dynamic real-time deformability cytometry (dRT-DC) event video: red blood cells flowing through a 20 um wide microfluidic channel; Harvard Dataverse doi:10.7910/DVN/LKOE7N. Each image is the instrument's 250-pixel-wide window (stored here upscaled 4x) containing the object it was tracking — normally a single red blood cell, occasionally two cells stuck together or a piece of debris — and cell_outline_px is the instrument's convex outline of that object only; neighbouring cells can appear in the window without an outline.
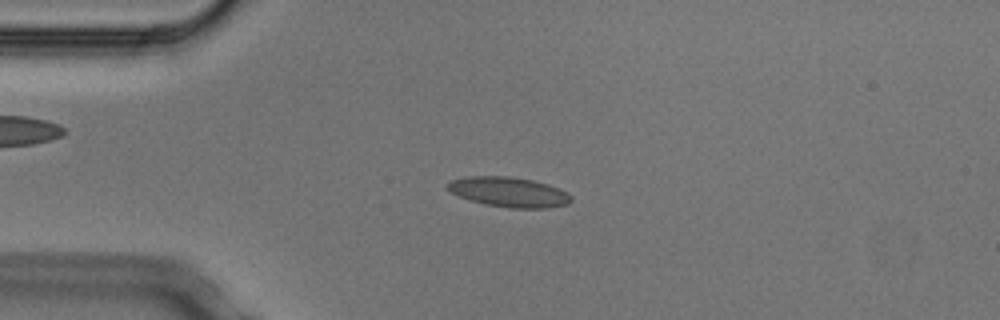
{"species": "Egyptian fruit bat (a non-hibernating species)", "species_latin": "Rousettus aegyptiacus", "temperature_condition": "cold", "stored_images_in_passage": 6, "camera_frame_rate_fps": 3000, "um_per_image_px": 0.085, "animal": {"sex": "male"}, "frame": {"image": 1, "passage_image": 3, "time_ms": 0.667, "image_size_px": [1000, 320], "cell_outline_px": [[572, 200], [568, 204], [548, 208], [508, 208], [484, 204], [460, 196], [452, 192], [448, 188], [448, 184], [452, 180], [468, 176], [508, 176], [532, 180], [548, 184], [568, 192], [572, 196]], "centroid_in_image_um": [43.32, 16.33], "position_along_channel_um": 41.7, "area_um2": 21.44}}
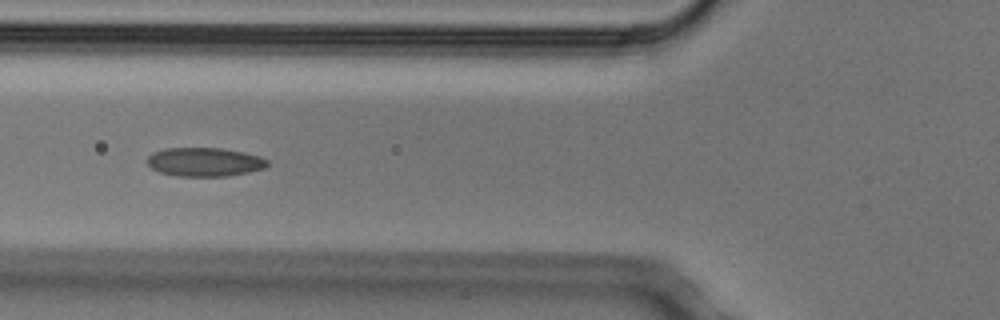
{"frame": {"image": 2, "passage_image": 5, "time_ms": 1.333, "image_size_px": [1000, 320], "cell_outline_px": [[268, 164], [264, 168], [248, 172], [228, 176], [176, 176], [160, 172], [152, 168], [144, 160], [152, 152], [164, 148], [220, 148], [244, 152], [260, 156], [268, 160]], "centroid_in_image_um": [17.36, 13.76], "position_along_channel_um": 108.4, "area_um2": 20.29}}
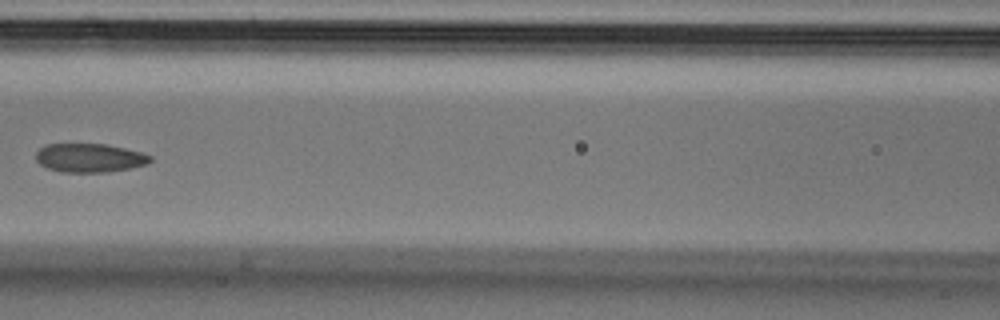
{"frame": {"image": 3, "passage_image": 6, "time_ms": 1.667, "image_size_px": [1000, 320], "cell_outline_px": [[152, 160], [148, 164], [132, 168], [108, 172], [60, 172], [48, 168], [40, 164], [36, 160], [36, 152], [44, 144], [104, 144], [124, 148], [140, 152], [152, 156]], "centroid_in_image_um": [7.62, 13.42], "position_along_channel_um": 159.0, "area_um2": 19.25}}